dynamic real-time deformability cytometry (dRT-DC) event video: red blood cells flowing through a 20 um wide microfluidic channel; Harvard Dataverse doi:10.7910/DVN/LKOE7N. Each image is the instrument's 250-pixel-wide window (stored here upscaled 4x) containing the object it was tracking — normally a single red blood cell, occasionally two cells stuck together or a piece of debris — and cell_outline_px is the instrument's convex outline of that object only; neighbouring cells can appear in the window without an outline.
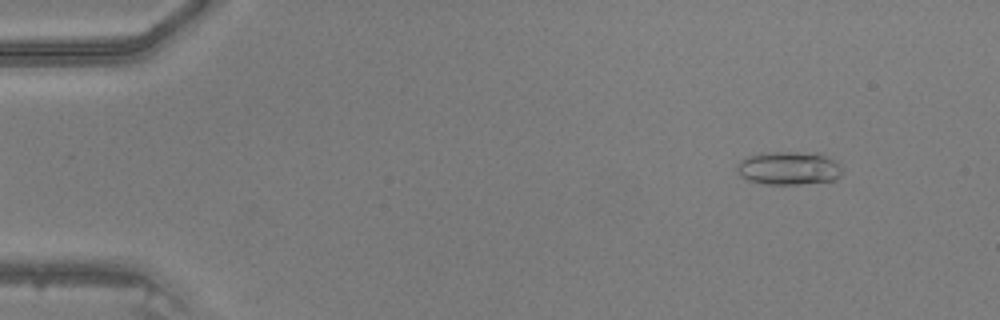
{"species": "common noctule bat (a hibernating species)", "species_latin": "Nyctalus noctula", "temperature_condition": "warm", "stored_images_in_passage": 48, "camera_frame_rate_fps": 3000, "um_per_image_px": 0.085, "animal": {"sex": "male", "body_mass_g": 20.5, "forearm_length_mm": 52.5}, "frame": {"image": 1, "passage_image": 6, "time_ms": 1.667, "image_size_px": [1000, 320], "cell_outline_px": [[840, 176], [832, 180], [800, 184], [768, 184], [748, 180], [740, 176], [736, 172], [736, 168], [740, 160], [748, 156], [768, 152], [820, 152], [840, 164]], "centroid_in_image_um": [67.02, 14.28], "position_along_channel_um": 18.0, "area_um2": 20.46}}
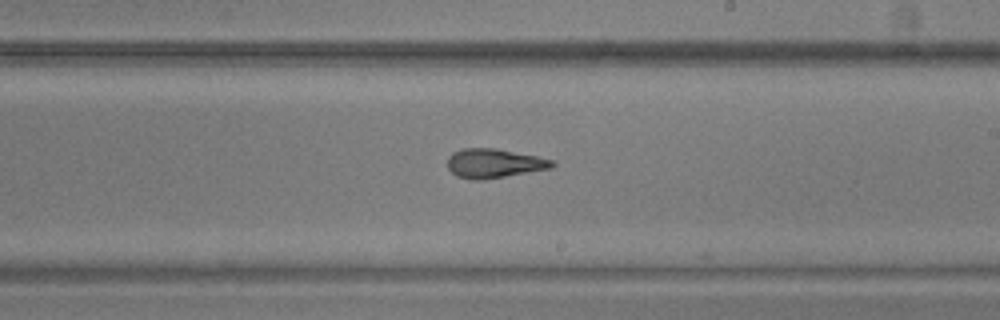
{"frame": {"image": 2, "passage_image": 29, "time_ms": 9.333, "image_size_px": [1000, 320], "cell_outline_px": [[556, 164], [552, 168], [484, 180], [472, 180], [456, 176], [448, 168], [448, 156], [452, 152], [460, 148], [496, 148], [536, 156], [552, 160]], "centroid_in_image_um": [41.97, 13.88], "position_along_channel_um": 247.0, "area_um2": 17.92}}
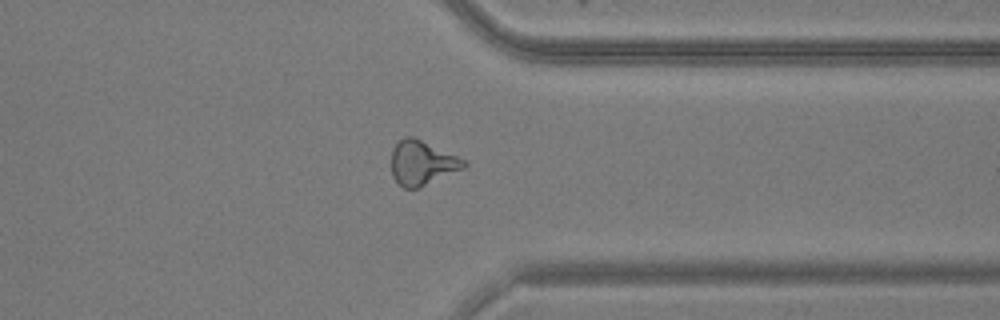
{"frame": {"image": 3, "passage_image": 38, "time_ms": 12.333, "image_size_px": [1000, 320], "cell_outline_px": [[468, 164], [464, 168], [420, 188], [404, 188], [392, 176], [392, 148], [404, 136], [412, 136], [468, 160]], "centroid_in_image_um": [35.91, 13.84], "position_along_channel_um": 375.5, "area_um2": 18.84}}